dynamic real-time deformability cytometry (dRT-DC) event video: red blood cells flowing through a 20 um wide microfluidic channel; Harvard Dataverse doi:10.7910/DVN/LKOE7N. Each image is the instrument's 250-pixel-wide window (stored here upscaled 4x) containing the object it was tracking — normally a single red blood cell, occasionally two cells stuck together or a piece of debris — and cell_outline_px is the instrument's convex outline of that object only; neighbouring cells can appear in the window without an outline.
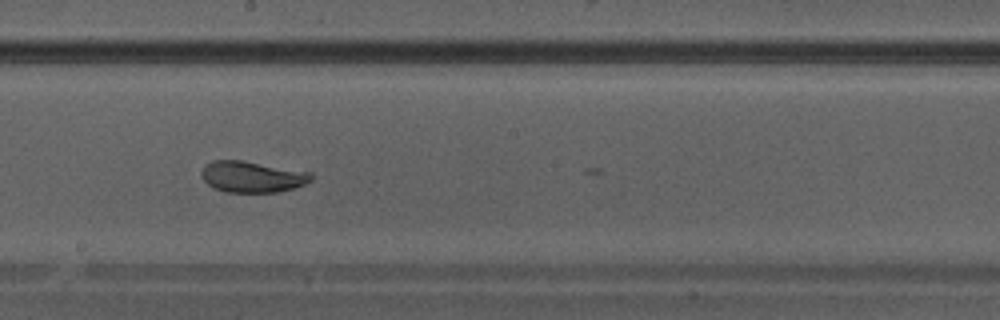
{"species": "Egyptian fruit bat (a non-hibernating species)", "species_latin": "Rousettus aegyptiacus", "temperature_condition": "warm", "stored_images_in_passage": 42, "camera_frame_rate_fps": 3000, "um_per_image_px": 0.085, "animal": {"sex": "male"}, "frame": {"image": 1, "passage_image": 24, "time_ms": 7.667, "image_size_px": [1000, 320], "cell_outline_px": [[312, 180], [304, 184], [292, 188], [276, 192], [228, 192], [216, 188], [208, 184], [204, 180], [200, 172], [204, 164], [212, 160], [240, 160], [312, 172]], "centroid_in_image_um": [21.42, 15.01], "position_along_channel_um": 226.8, "area_um2": 19.83}}